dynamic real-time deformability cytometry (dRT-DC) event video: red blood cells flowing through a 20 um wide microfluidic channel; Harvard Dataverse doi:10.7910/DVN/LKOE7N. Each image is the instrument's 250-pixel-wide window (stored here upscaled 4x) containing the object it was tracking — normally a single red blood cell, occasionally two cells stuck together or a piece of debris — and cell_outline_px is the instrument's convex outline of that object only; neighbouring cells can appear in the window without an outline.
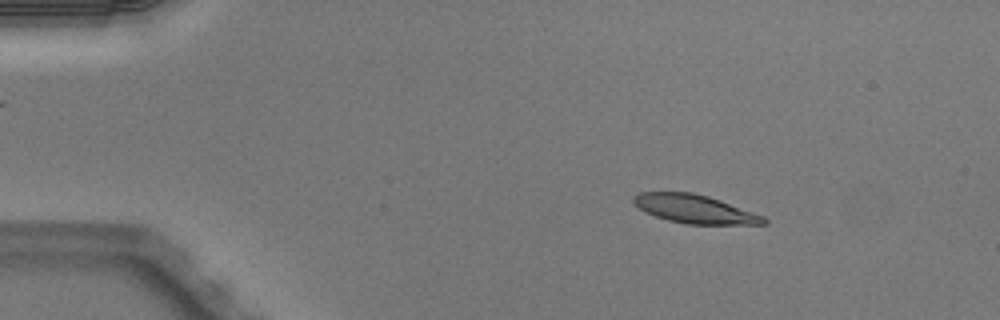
{"species": "Egyptian fruit bat (a non-hibernating species)", "species_latin": "Rousettus aegyptiacus", "temperature_condition": "warm", "stored_images_in_passage": 50, "camera_frame_rate_fps": 3000, "um_per_image_px": 0.085, "animal": {"sex": "male"}, "frame": {"image": 1, "passage_image": 8, "time_ms": 2.333, "image_size_px": [1000, 320], "cell_outline_px": [[768, 224], [684, 224], [668, 220], [644, 212], [632, 200], [632, 196], [640, 192], [692, 192], [708, 196], [720, 200], [764, 216], [768, 220]], "centroid_in_image_um": [59.05, 17.76], "position_along_channel_um": 26.0, "area_um2": 21.56}}
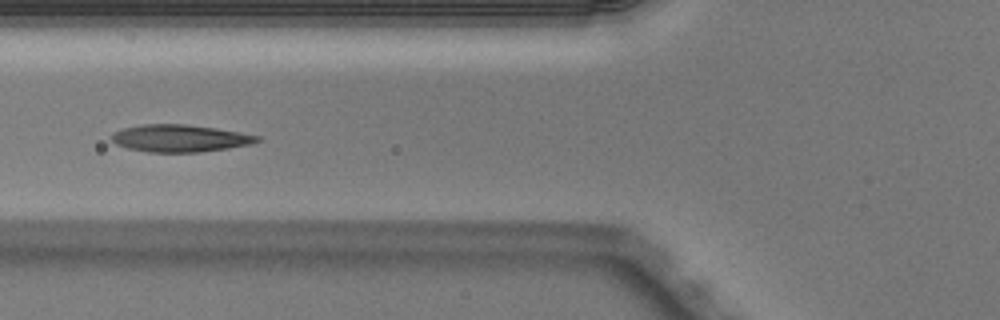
{"frame": {"image": 2, "passage_image": 20, "time_ms": 6.333, "image_size_px": [1000, 320], "cell_outline_px": [[260, 140], [252, 144], [228, 148], [200, 152], [148, 152], [128, 148], [116, 144], [112, 140], [112, 132], [124, 128], [140, 124], [188, 124], [216, 128], [240, 132], [260, 136]], "centroid_in_image_um": [15.3, 11.75], "position_along_channel_um": 110.5, "area_um2": 23.18}}
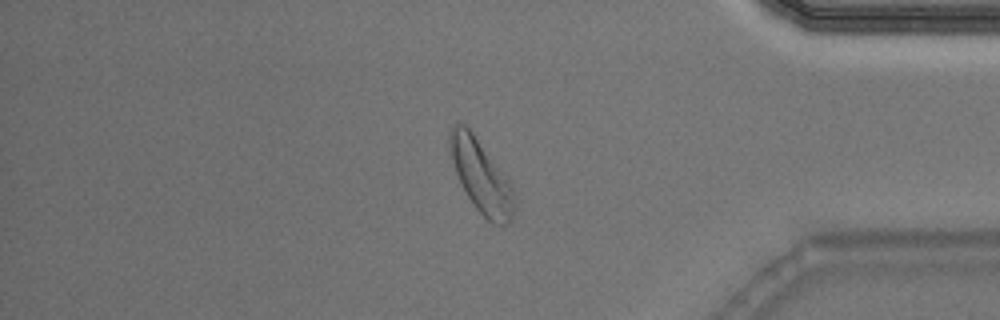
{"frame": {"image": 3, "passage_image": 43, "time_ms": 14.0, "image_size_px": [1000, 320], "cell_outline_px": [[516, 208], [508, 224], [492, 224], [472, 204], [456, 172], [452, 160], [448, 144], [448, 132], [452, 124], [464, 124], [472, 132], [508, 176], [512, 184], [516, 196]], "centroid_in_image_um": [40.93, 14.98], "position_along_channel_um": 394.3, "area_um2": 27.63}, "authors_computed_cell_mechanics": {"area_um2": 22.6865, "velocity_mm_per_s": 4.0063, "shape_relaxation_time_tau1_ms": 3.8089, "shape_relaxation_time_tau2_ms": 1.7903, "deformation_change_tau1": 0.153, "deformation_change_tau2": 0.0746}}